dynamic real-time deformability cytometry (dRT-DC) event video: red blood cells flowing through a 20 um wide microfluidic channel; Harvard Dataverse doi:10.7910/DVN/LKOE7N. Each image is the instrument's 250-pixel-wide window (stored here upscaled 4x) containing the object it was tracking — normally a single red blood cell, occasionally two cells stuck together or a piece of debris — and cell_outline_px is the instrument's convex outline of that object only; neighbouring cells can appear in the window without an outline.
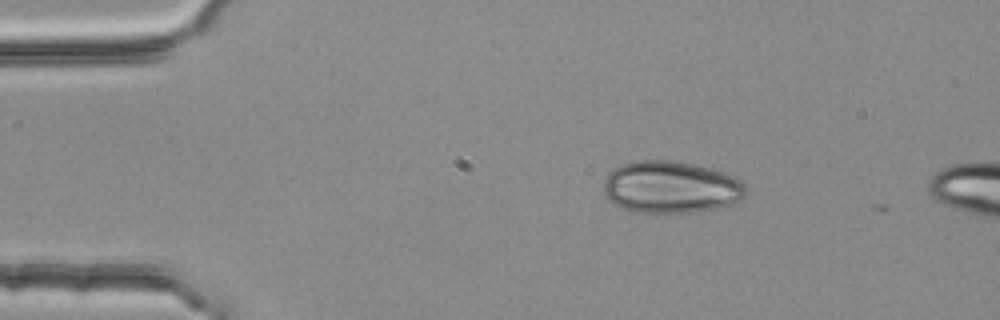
{"species": "common noctule bat (a hibernating species)", "species_latin": "Nyctalus noctula", "temperature_condition": "room temperature", "stored_images_in_passage": 3, "camera_frame_rate_fps": 3000, "um_per_image_px": 0.085, "animal": {"sex": "female", "body_mass_g": 25.1}, "frame": {"image": 1, "passage_image": 1, "time_ms": 0.0, "image_size_px": [1000, 320], "cell_outline_px": [[748, 192], [740, 200], [732, 204], [716, 208], [696, 212], [636, 212], [612, 204], [604, 196], [604, 176], [612, 168], [620, 164], [636, 160], [672, 160], [692, 164], [708, 168], [736, 176], [748, 188]], "centroid_in_image_um": [57.0, 15.9], "position_along_channel_um": 28.0, "area_um2": 43.64}}